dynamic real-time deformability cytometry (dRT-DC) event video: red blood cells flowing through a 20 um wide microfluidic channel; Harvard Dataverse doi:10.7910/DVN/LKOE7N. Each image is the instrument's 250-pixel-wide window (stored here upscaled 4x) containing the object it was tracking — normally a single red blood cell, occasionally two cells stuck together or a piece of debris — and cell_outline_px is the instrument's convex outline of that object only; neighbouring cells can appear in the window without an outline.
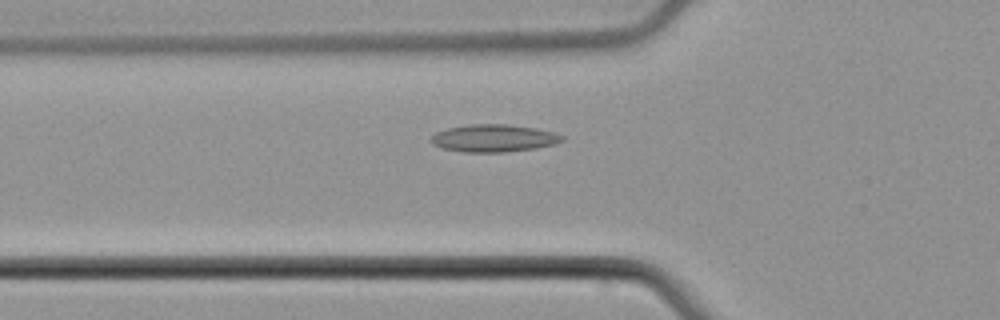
{"species": "common noctule bat (a hibernating species)", "species_latin": "Nyctalus noctula", "temperature_condition": "cold", "stored_images_in_passage": 47, "camera_frame_rate_fps": 3000, "um_per_image_px": 0.085, "animal": {"sex": "male", "body_mass_g": 21.5, "forearm_length_mm": 52.0}, "frame": {"image": 1, "passage_image": 18, "time_ms": 5.667, "image_size_px": [1000, 320], "cell_outline_px": [[564, 140], [552, 144], [536, 148], [504, 152], [464, 152], [440, 148], [432, 144], [428, 140], [436, 132], [448, 128], [468, 124], [508, 124], [536, 128], [552, 132], [564, 136]], "centroid_in_image_um": [41.92, 11.74], "position_along_channel_um": 83.9, "area_um2": 21.04}}
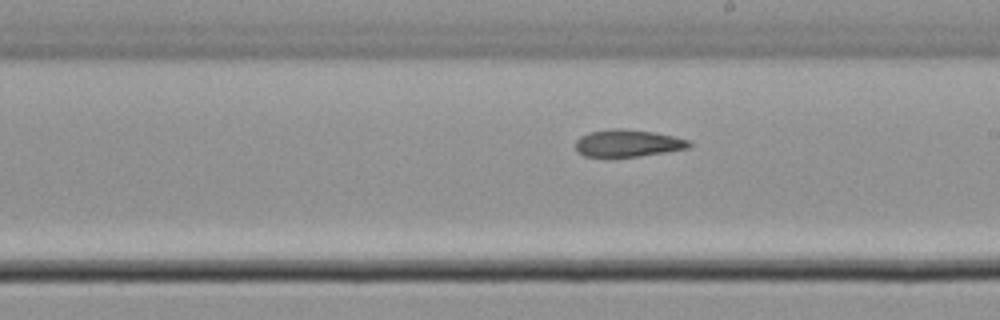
{"frame": {"image": 2, "passage_image": 30, "time_ms": 9.667, "image_size_px": [1000, 320], "cell_outline_px": [[692, 144], [688, 148], [640, 156], [604, 160], [584, 156], [576, 152], [576, 140], [580, 136], [588, 132], [620, 128], [652, 132], [692, 140]], "centroid_in_image_um": [53.29, 12.22], "position_along_channel_um": 235.7, "area_um2": 18.61}}
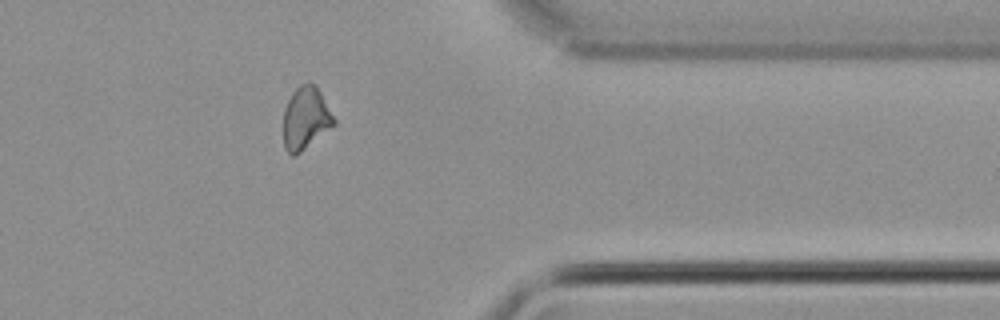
{"frame": {"image": 3, "passage_image": 43, "time_ms": 14.0, "image_size_px": [1000, 320], "cell_outline_px": [[336, 124], [300, 152], [292, 156], [284, 148], [284, 108], [292, 92], [300, 84], [308, 80], [316, 84], [336, 120]], "centroid_in_image_um": [25.99, 10.0], "position_along_channel_um": 385.4, "area_um2": 18.5}}